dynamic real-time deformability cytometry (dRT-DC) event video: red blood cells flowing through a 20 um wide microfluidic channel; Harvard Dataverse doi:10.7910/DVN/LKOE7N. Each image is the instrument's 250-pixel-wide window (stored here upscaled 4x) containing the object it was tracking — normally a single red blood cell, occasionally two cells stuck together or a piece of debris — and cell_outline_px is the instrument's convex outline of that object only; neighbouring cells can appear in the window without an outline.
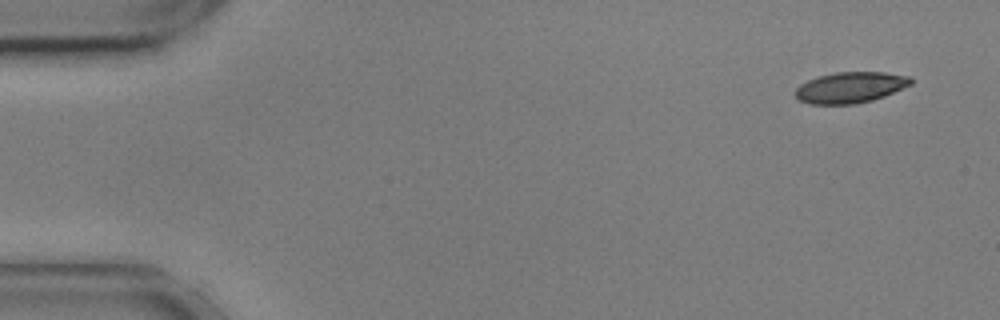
{"species": "common noctule bat (a hibernating species)", "species_latin": "Nyctalus noctula", "temperature_condition": "cold", "stored_images_in_passage": 53, "camera_frame_rate_fps": 3000, "um_per_image_px": 0.085, "animal": {"sex": "male", "body_mass_g": 17.9, "forearm_length_mm": 54.2}, "frame": {"image": 1, "passage_image": 1, "time_ms": 0.0, "image_size_px": [1000, 320], "cell_outline_px": [[912, 84], [884, 96], [872, 100], [856, 104], [808, 104], [800, 100], [796, 96], [796, 88], [800, 84], [808, 80], [820, 76], [836, 72], [884, 72], [912, 76]], "centroid_in_image_um": [72.3, 7.43], "position_along_channel_um": 12.7, "area_um2": 20.81}}
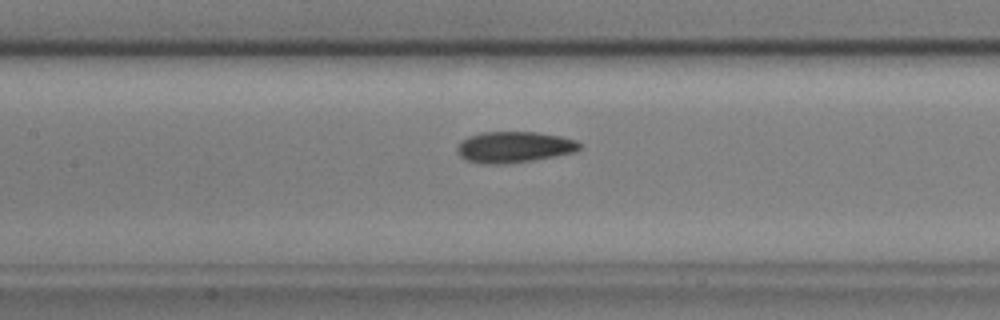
{"frame": {"image": 2, "passage_image": 23, "time_ms": 7.333, "image_size_px": [1000, 320], "cell_outline_px": [[580, 148], [576, 152], [556, 156], [508, 164], [480, 164], [468, 160], [460, 156], [456, 148], [460, 140], [468, 136], [480, 132], [536, 132], [560, 136], [576, 140], [580, 144]], "centroid_in_image_um": [43.67, 12.5], "position_along_channel_um": 163.7, "area_um2": 22.37}}
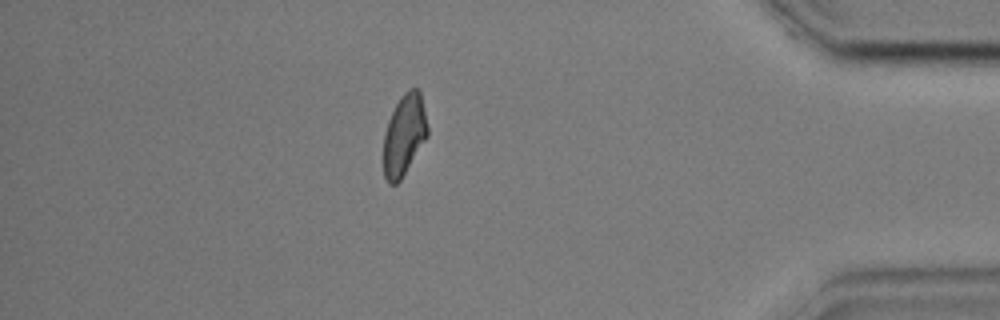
{"frame": {"image": 3, "passage_image": 46, "time_ms": 15.0, "image_size_px": [1000, 320], "cell_outline_px": [[428, 136], [400, 180], [396, 184], [388, 184], [384, 176], [384, 132], [388, 120], [400, 96], [408, 88], [416, 88], [420, 92], [428, 124]], "centroid_in_image_um": [34.36, 11.46], "position_along_channel_um": 400.8, "area_um2": 20.81}, "authors_computed_cell_mechanics": {"area_um2": 21.6172, "velocity_mm_per_s": 3.5969, "shape_relaxation_time_tau1_ms": 5.1681, "shape_relaxation_time_tau2_ms": 2.7655, "deformation_change_tau1": 0.1372, "deformation_change_tau2": 0.0695}}